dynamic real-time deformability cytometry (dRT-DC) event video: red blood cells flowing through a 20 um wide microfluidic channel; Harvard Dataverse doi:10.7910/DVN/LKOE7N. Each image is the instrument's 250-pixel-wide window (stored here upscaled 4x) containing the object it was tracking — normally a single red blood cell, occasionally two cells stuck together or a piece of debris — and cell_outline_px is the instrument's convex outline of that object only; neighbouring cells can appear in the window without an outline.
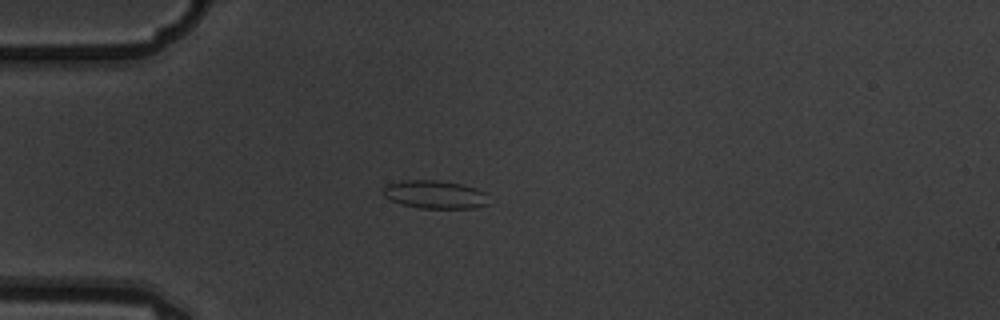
{"species": "common noctule bat (a hibernating species)", "species_latin": "Nyctalus noctula", "temperature_condition": "warm", "stored_images_in_passage": 10, "camera_frame_rate_fps": 3000, "um_per_image_px": 0.085, "animal": {"sex": "male", "body_mass_g": 19.5, "forearm_length_mm": 54.6}, "frame": {"image": 1, "passage_image": 4, "time_ms": 1.0, "image_size_px": [1000, 320], "cell_outline_px": [[488, 204], [476, 208], [420, 208], [400, 204], [384, 196], [384, 188], [388, 184], [408, 180], [432, 180], [460, 184], [476, 188], [488, 192]], "centroid_in_image_um": [37.03, 16.55], "position_along_channel_um": 48.0, "area_um2": 17.22}}
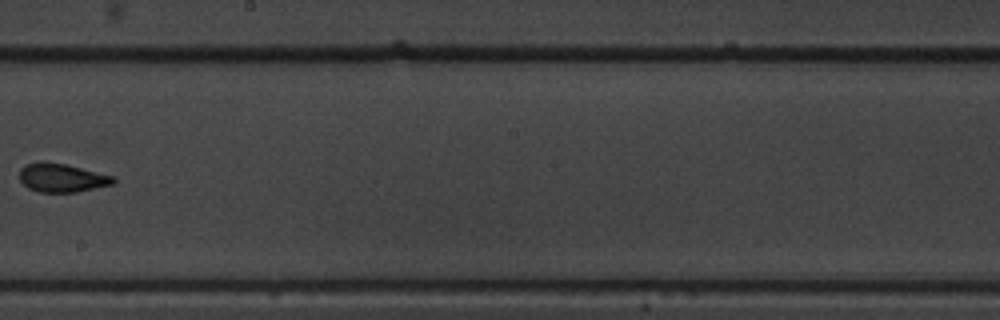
{"frame": {"image": 2, "passage_image": 9, "time_ms": 2.667, "image_size_px": [1000, 320], "cell_outline_px": [[116, 184], [76, 192], [40, 192], [28, 188], [20, 180], [20, 168], [24, 164], [40, 160], [44, 160], [64, 164], [116, 176]], "centroid_in_image_um": [5.27, 15.1], "position_along_channel_um": 242.9, "area_um2": 15.95}}
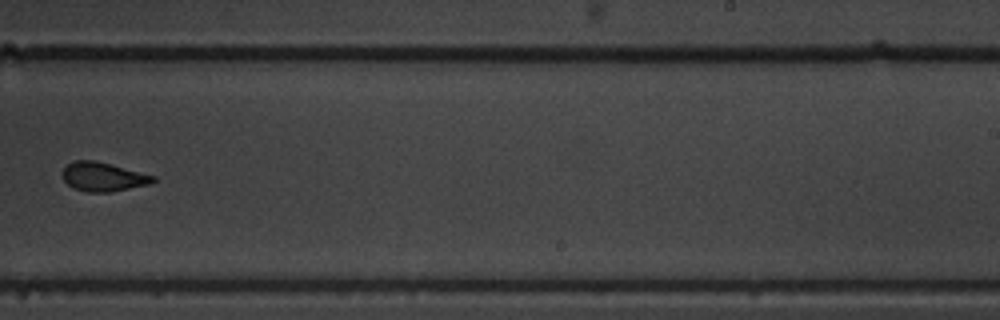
{"frame": {"image": 3, "passage_image": 10, "time_ms": 3.0, "image_size_px": [1000, 320], "cell_outline_px": [[156, 180], [152, 184], [112, 192], [88, 192], [72, 188], [64, 180], [64, 168], [68, 164], [76, 160], [96, 160], [112, 164], [156, 176]], "centroid_in_image_um": [8.82, 15.03], "position_along_channel_um": 280.2, "area_um2": 15.43}}